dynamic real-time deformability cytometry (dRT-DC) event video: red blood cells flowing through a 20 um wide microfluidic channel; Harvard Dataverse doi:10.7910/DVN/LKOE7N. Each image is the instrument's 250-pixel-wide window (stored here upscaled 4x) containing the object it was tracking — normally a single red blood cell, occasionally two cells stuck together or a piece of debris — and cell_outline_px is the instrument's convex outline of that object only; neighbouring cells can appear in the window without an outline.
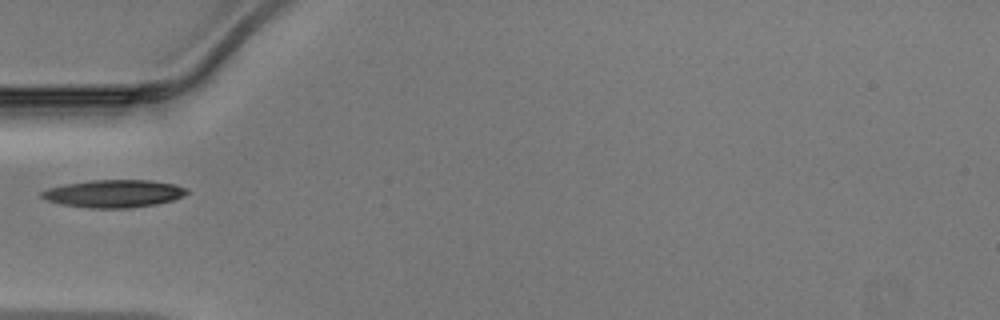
{"species": "Egyptian fruit bat (a non-hibernating species)", "species_latin": "Rousettus aegyptiacus", "temperature_condition": "warm", "stored_images_in_passage": 20, "camera_frame_rate_fps": 3000, "um_per_image_px": 0.085, "animal": {"sex": "male"}, "frame": {"image": 1, "passage_image": 1, "time_ms": 0.0, "image_size_px": [1000, 320], "cell_outline_px": [[192, 192], [184, 196], [172, 200], [156, 204], [132, 208], [88, 208], [60, 204], [48, 200], [40, 196], [40, 192], [48, 188], [64, 184], [92, 180], [152, 180], [176, 184], [188, 188]], "centroid_in_image_um": [9.73, 16.45], "position_along_channel_um": 75.3, "area_um2": 23.7}}
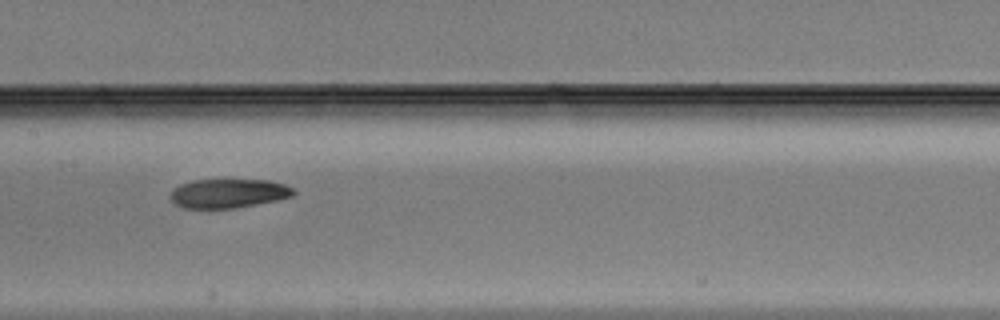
{"frame": {"image": 2, "passage_image": 9, "time_ms": 2.667, "image_size_px": [1000, 320], "cell_outline_px": [[296, 192], [292, 196], [276, 200], [236, 208], [184, 208], [176, 204], [172, 200], [172, 188], [180, 184], [192, 180], [268, 180], [284, 184], [292, 188]], "centroid_in_image_um": [19.41, 16.43], "position_along_channel_um": 188.0, "area_um2": 20.69}}
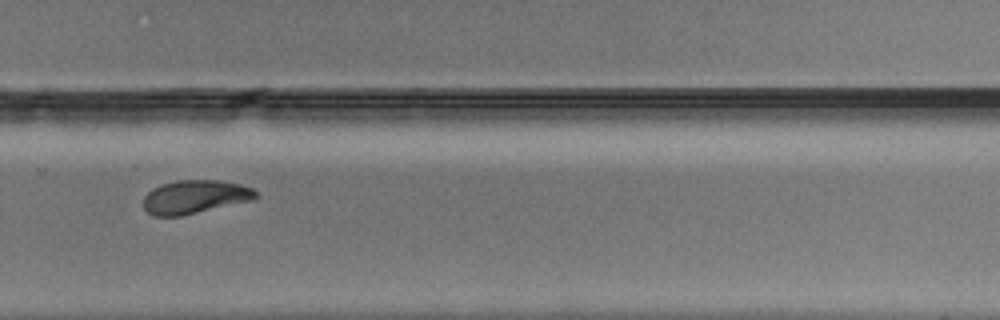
{"frame": {"image": 3, "passage_image": 18, "time_ms": 5.667, "image_size_px": [1000, 320], "cell_outline_px": [[260, 196], [252, 200], [180, 216], [152, 216], [144, 208], [144, 196], [152, 188], [176, 180], [220, 180], [240, 184], [252, 188]], "centroid_in_image_um": [16.57, 16.73], "position_along_channel_um": 313.2, "area_um2": 21.85}}